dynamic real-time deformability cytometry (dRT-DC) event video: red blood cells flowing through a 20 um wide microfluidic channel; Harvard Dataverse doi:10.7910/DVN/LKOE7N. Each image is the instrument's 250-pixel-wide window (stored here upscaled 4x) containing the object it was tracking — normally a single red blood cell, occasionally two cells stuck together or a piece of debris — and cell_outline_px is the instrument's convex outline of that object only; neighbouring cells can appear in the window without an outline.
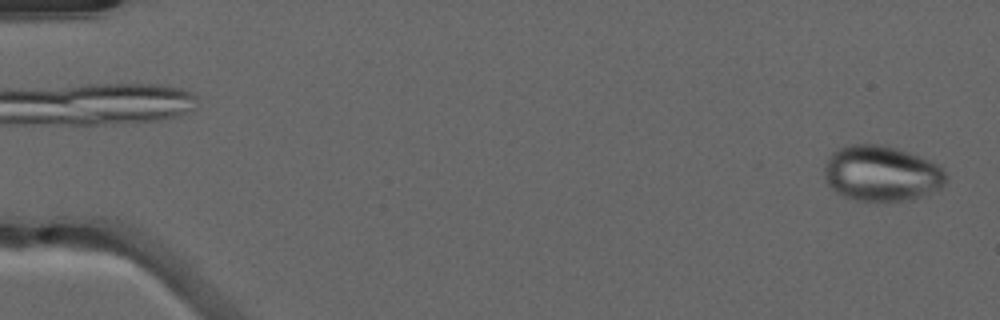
{"species": "common noctule bat (a hibernating species)", "species_latin": "Nyctalus noctula", "temperature_condition": "warm", "stored_images_in_passage": 9, "camera_frame_rate_fps": 3000, "um_per_image_px": 0.085, "animal": {"sex": "male", "forearm_length_mm": 52.5}, "frame": {"image": 1, "passage_image": 1, "time_ms": 0.0, "image_size_px": [1000, 320], "cell_outline_px": [[948, 180], [940, 188], [912, 200], [884, 204], [856, 200], [844, 196], [836, 192], [828, 184], [824, 176], [824, 168], [828, 156], [832, 152], [844, 144], [884, 144], [920, 156], [940, 164], [948, 176]], "centroid_in_image_um": [74.94, 14.76], "position_along_channel_um": 10.1, "area_um2": 40.52}}